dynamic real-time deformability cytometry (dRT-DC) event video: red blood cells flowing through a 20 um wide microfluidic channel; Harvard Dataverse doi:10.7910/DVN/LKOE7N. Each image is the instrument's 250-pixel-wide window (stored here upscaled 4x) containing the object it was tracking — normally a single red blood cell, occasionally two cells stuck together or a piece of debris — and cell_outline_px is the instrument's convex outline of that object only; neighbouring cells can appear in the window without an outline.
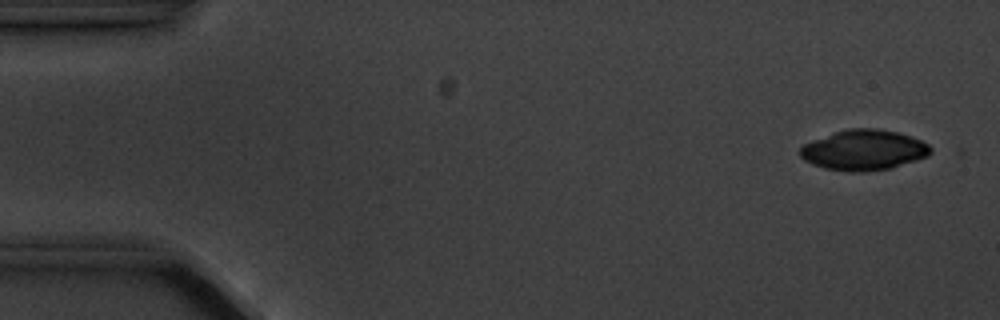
{"species": "common noctule bat (a hibernating species)", "species_latin": "Nyctalus noctula", "temperature_condition": "cold", "stored_images_in_passage": 5, "camera_frame_rate_fps": 3000, "um_per_image_px": 0.085, "animal": {"sex": "male", "body_mass_g": 20.1, "forearm_length_mm": 53.5}, "frame": {"image": 1, "passage_image": 1, "time_ms": 0.0, "image_size_px": [1000, 320], "cell_outline_px": [[932, 152], [928, 156], [892, 168], [864, 172], [848, 172], [824, 168], [812, 164], [804, 160], [800, 156], [800, 148], [804, 144], [836, 132], [848, 128], [876, 128], [896, 132], [920, 140], [928, 144], [932, 148]], "centroid_in_image_um": [73.43, 12.77], "position_along_channel_um": 11.6, "area_um2": 30.58}}